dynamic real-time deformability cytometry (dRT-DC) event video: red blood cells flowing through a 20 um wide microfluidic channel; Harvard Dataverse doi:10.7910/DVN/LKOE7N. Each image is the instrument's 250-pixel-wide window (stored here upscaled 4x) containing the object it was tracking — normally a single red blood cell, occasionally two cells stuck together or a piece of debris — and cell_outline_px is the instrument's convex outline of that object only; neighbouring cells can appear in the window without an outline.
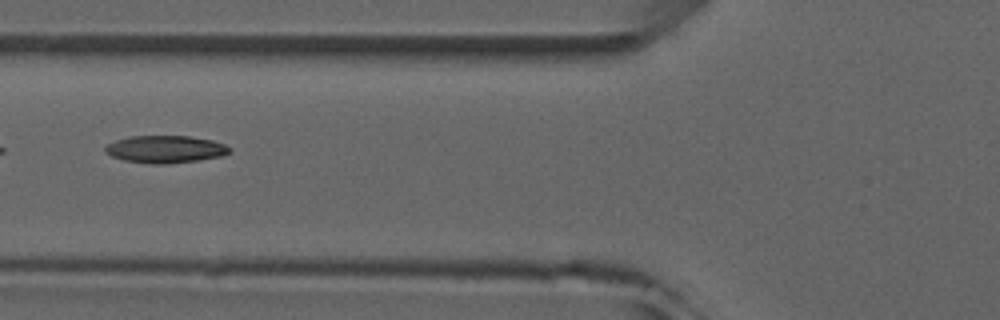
{"species": "common noctule bat (a hibernating species)", "species_latin": "Nyctalus noctula", "temperature_condition": "room temperature", "stored_images_in_passage": 4, "camera_frame_rate_fps": 3000, "um_per_image_px": 0.085, "animal": {"sex": "male", "forearm_length_mm": 52.5}, "frame": {"image": 1, "passage_image": 4, "time_ms": 3.333, "image_size_px": [1000, 320], "cell_outline_px": [[232, 152], [224, 156], [168, 164], [152, 164], [124, 160], [112, 156], [104, 152], [104, 148], [108, 144], [116, 140], [128, 136], [188, 136], [212, 140], [224, 144], [232, 148]], "centroid_in_image_um": [14.08, 12.68], "position_along_channel_um": 111.7, "area_um2": 19.94}}